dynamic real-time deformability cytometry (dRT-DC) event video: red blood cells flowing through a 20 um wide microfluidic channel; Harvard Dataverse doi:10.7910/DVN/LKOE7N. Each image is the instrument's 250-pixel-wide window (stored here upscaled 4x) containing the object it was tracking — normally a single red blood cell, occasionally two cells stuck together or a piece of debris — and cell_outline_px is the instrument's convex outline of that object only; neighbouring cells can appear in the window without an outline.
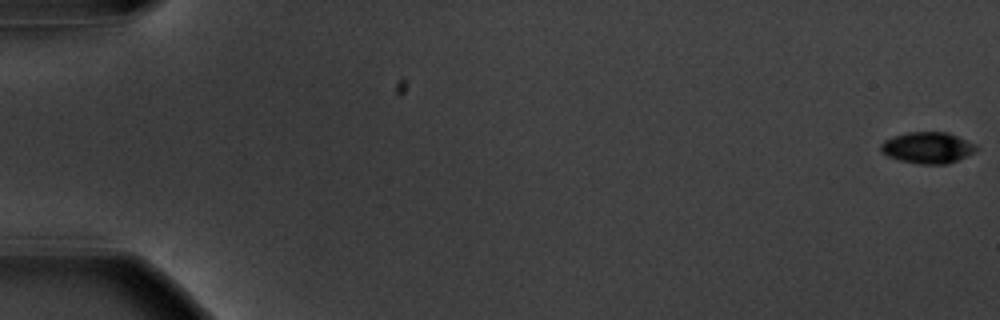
{"species": "common noctule bat (a hibernating species)", "species_latin": "Nyctalus noctula", "temperature_condition": "warm", "stored_images_in_passage": 58, "camera_frame_rate_fps": 3000, "um_per_image_px": 0.085, "animal": {"sex": "male", "body_mass_g": 20.1, "forearm_length_mm": 53.5}, "frame": {"image": 1, "passage_image": 1, "time_ms": 0.0, "image_size_px": [1000, 320], "cell_outline_px": [[976, 148], [972, 152], [948, 164], [920, 164], [900, 160], [888, 156], [880, 152], [880, 144], [884, 140], [892, 136], [908, 132], [948, 132], [976, 144]], "centroid_in_image_um": [78.79, 12.54], "position_along_channel_um": 6.2, "area_um2": 17.28}}
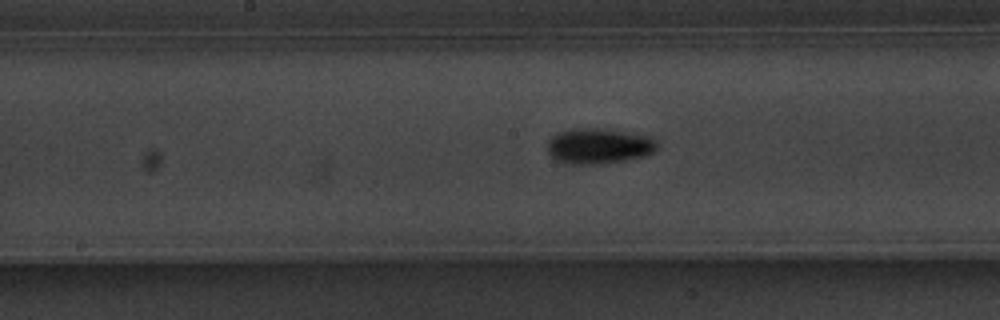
{"frame": {"image": 2, "passage_image": 31, "time_ms": 10.0, "image_size_px": [1000, 320], "cell_outline_px": [[656, 148], [652, 152], [644, 156], [604, 164], [564, 164], [556, 160], [548, 152], [548, 140], [556, 132], [572, 128], [600, 128], [648, 136], [656, 140]], "centroid_in_image_um": [50.83, 12.41], "position_along_channel_um": 197.4, "area_um2": 22.72}}
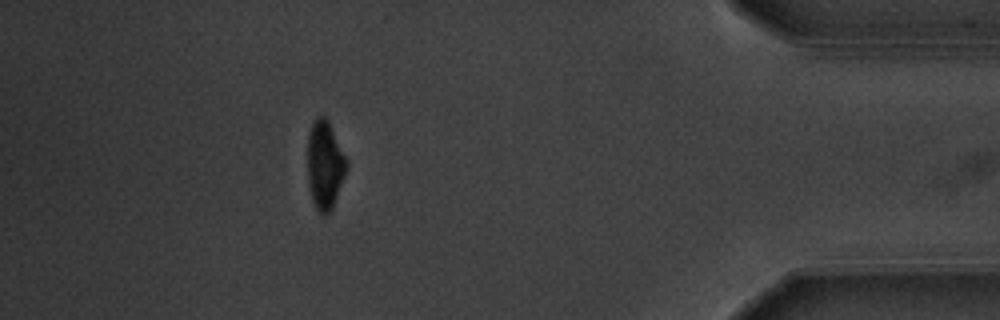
{"frame": {"image": 3, "passage_image": 52, "time_ms": 17.0, "image_size_px": [1000, 320], "cell_outline_px": [[348, 164], [344, 176], [332, 208], [328, 212], [320, 212], [316, 208], [312, 200], [308, 180], [308, 132], [316, 116], [324, 116], [328, 120], [348, 160]], "centroid_in_image_um": [27.61, 13.96], "position_along_channel_um": 407.6, "area_um2": 19.83}, "authors_computed_cell_mechanics": {"area_um2": 19.7676, "velocity_mm_per_s": 3.6403, "shape_relaxation_time_tau1_ms": 2.626, "shape_relaxation_time_tau2_ms": null, "deformation_change_tau1": 0.1406, "deformation_change_tau2": null}}